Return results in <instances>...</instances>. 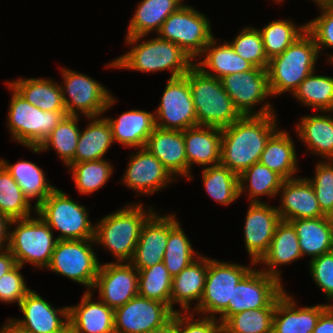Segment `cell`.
<instances>
[{
    "label": "cell",
    "instance_id": "1",
    "mask_svg": "<svg viewBox=\"0 0 333 333\" xmlns=\"http://www.w3.org/2000/svg\"><path fill=\"white\" fill-rule=\"evenodd\" d=\"M277 113L241 116L222 130L220 164L238 176L258 163L266 142L279 128Z\"/></svg>",
    "mask_w": 333,
    "mask_h": 333
},
{
    "label": "cell",
    "instance_id": "2",
    "mask_svg": "<svg viewBox=\"0 0 333 333\" xmlns=\"http://www.w3.org/2000/svg\"><path fill=\"white\" fill-rule=\"evenodd\" d=\"M155 36L149 40L144 39L148 35L125 36V43L131 49L113 59L106 67L143 73L166 70L170 71L169 78L185 76L194 66V61L175 43Z\"/></svg>",
    "mask_w": 333,
    "mask_h": 333
},
{
    "label": "cell",
    "instance_id": "3",
    "mask_svg": "<svg viewBox=\"0 0 333 333\" xmlns=\"http://www.w3.org/2000/svg\"><path fill=\"white\" fill-rule=\"evenodd\" d=\"M144 204H127L98 219L95 224V246H101L116 259L113 262H130L133 258L141 230L155 212L154 206L144 209Z\"/></svg>",
    "mask_w": 333,
    "mask_h": 333
},
{
    "label": "cell",
    "instance_id": "4",
    "mask_svg": "<svg viewBox=\"0 0 333 333\" xmlns=\"http://www.w3.org/2000/svg\"><path fill=\"white\" fill-rule=\"evenodd\" d=\"M318 52L313 36L306 30L282 54L272 57L267 68L269 89L273 96L289 92L315 71Z\"/></svg>",
    "mask_w": 333,
    "mask_h": 333
},
{
    "label": "cell",
    "instance_id": "5",
    "mask_svg": "<svg viewBox=\"0 0 333 333\" xmlns=\"http://www.w3.org/2000/svg\"><path fill=\"white\" fill-rule=\"evenodd\" d=\"M185 76L191 89L197 126L223 129L242 116L224 90L221 79L204 74L195 65Z\"/></svg>",
    "mask_w": 333,
    "mask_h": 333
},
{
    "label": "cell",
    "instance_id": "6",
    "mask_svg": "<svg viewBox=\"0 0 333 333\" xmlns=\"http://www.w3.org/2000/svg\"><path fill=\"white\" fill-rule=\"evenodd\" d=\"M34 216L11 220L8 250L16 264L28 263L41 270L49 265L58 239L37 213Z\"/></svg>",
    "mask_w": 333,
    "mask_h": 333
},
{
    "label": "cell",
    "instance_id": "7",
    "mask_svg": "<svg viewBox=\"0 0 333 333\" xmlns=\"http://www.w3.org/2000/svg\"><path fill=\"white\" fill-rule=\"evenodd\" d=\"M12 96L7 114V126L12 141L22 146H39L67 115L66 110L42 111L29 103L8 82Z\"/></svg>",
    "mask_w": 333,
    "mask_h": 333
},
{
    "label": "cell",
    "instance_id": "8",
    "mask_svg": "<svg viewBox=\"0 0 333 333\" xmlns=\"http://www.w3.org/2000/svg\"><path fill=\"white\" fill-rule=\"evenodd\" d=\"M36 213L53 231H58V240L94 239L95 224L88 209L59 188L36 208Z\"/></svg>",
    "mask_w": 333,
    "mask_h": 333
},
{
    "label": "cell",
    "instance_id": "9",
    "mask_svg": "<svg viewBox=\"0 0 333 333\" xmlns=\"http://www.w3.org/2000/svg\"><path fill=\"white\" fill-rule=\"evenodd\" d=\"M60 70L63 80L60 87L67 115L83 116L84 119L97 117L116 104L117 98L93 77L66 67Z\"/></svg>",
    "mask_w": 333,
    "mask_h": 333
},
{
    "label": "cell",
    "instance_id": "10",
    "mask_svg": "<svg viewBox=\"0 0 333 333\" xmlns=\"http://www.w3.org/2000/svg\"><path fill=\"white\" fill-rule=\"evenodd\" d=\"M207 16L193 6L183 4L163 22L157 36L175 43L195 61L214 38Z\"/></svg>",
    "mask_w": 333,
    "mask_h": 333
},
{
    "label": "cell",
    "instance_id": "11",
    "mask_svg": "<svg viewBox=\"0 0 333 333\" xmlns=\"http://www.w3.org/2000/svg\"><path fill=\"white\" fill-rule=\"evenodd\" d=\"M93 245L94 239L58 240L46 269L92 291L101 264Z\"/></svg>",
    "mask_w": 333,
    "mask_h": 333
},
{
    "label": "cell",
    "instance_id": "12",
    "mask_svg": "<svg viewBox=\"0 0 333 333\" xmlns=\"http://www.w3.org/2000/svg\"><path fill=\"white\" fill-rule=\"evenodd\" d=\"M249 262L250 264L245 266L208 257V271L201 301L192 312L217 318L228 307L229 302H232L233 290L237 283L252 268L251 266L256 265L253 261Z\"/></svg>",
    "mask_w": 333,
    "mask_h": 333
},
{
    "label": "cell",
    "instance_id": "13",
    "mask_svg": "<svg viewBox=\"0 0 333 333\" xmlns=\"http://www.w3.org/2000/svg\"><path fill=\"white\" fill-rule=\"evenodd\" d=\"M254 267V268H253ZM252 268L233 290L232 302L217 318L223 324L231 315L259 308H275L277 298L286 290L276 277Z\"/></svg>",
    "mask_w": 333,
    "mask_h": 333
},
{
    "label": "cell",
    "instance_id": "14",
    "mask_svg": "<svg viewBox=\"0 0 333 333\" xmlns=\"http://www.w3.org/2000/svg\"><path fill=\"white\" fill-rule=\"evenodd\" d=\"M221 82L242 116L276 113L273 105L266 101L272 97L267 69L254 67L250 71L226 75L221 78ZM259 104L261 105L258 110L256 107Z\"/></svg>",
    "mask_w": 333,
    "mask_h": 333
},
{
    "label": "cell",
    "instance_id": "15",
    "mask_svg": "<svg viewBox=\"0 0 333 333\" xmlns=\"http://www.w3.org/2000/svg\"><path fill=\"white\" fill-rule=\"evenodd\" d=\"M167 82L160 104L154 111L156 127L184 131L197 126L188 78H168Z\"/></svg>",
    "mask_w": 333,
    "mask_h": 333
},
{
    "label": "cell",
    "instance_id": "16",
    "mask_svg": "<svg viewBox=\"0 0 333 333\" xmlns=\"http://www.w3.org/2000/svg\"><path fill=\"white\" fill-rule=\"evenodd\" d=\"M176 311L138 294L114 310V330L115 333H149L168 322Z\"/></svg>",
    "mask_w": 333,
    "mask_h": 333
},
{
    "label": "cell",
    "instance_id": "17",
    "mask_svg": "<svg viewBox=\"0 0 333 333\" xmlns=\"http://www.w3.org/2000/svg\"><path fill=\"white\" fill-rule=\"evenodd\" d=\"M115 310L138 295V270L130 262L100 264L93 291Z\"/></svg>",
    "mask_w": 333,
    "mask_h": 333
},
{
    "label": "cell",
    "instance_id": "18",
    "mask_svg": "<svg viewBox=\"0 0 333 333\" xmlns=\"http://www.w3.org/2000/svg\"><path fill=\"white\" fill-rule=\"evenodd\" d=\"M129 158L120 182L139 196L155 194L176 182L160 160L145 147L137 148Z\"/></svg>",
    "mask_w": 333,
    "mask_h": 333
},
{
    "label": "cell",
    "instance_id": "19",
    "mask_svg": "<svg viewBox=\"0 0 333 333\" xmlns=\"http://www.w3.org/2000/svg\"><path fill=\"white\" fill-rule=\"evenodd\" d=\"M176 215L175 212L160 215L155 211L147 219L130 261L137 270L163 262L169 232L179 223Z\"/></svg>",
    "mask_w": 333,
    "mask_h": 333
},
{
    "label": "cell",
    "instance_id": "20",
    "mask_svg": "<svg viewBox=\"0 0 333 333\" xmlns=\"http://www.w3.org/2000/svg\"><path fill=\"white\" fill-rule=\"evenodd\" d=\"M281 220L276 207L267 202H249L243 235L250 261L256 264L267 252Z\"/></svg>",
    "mask_w": 333,
    "mask_h": 333
},
{
    "label": "cell",
    "instance_id": "21",
    "mask_svg": "<svg viewBox=\"0 0 333 333\" xmlns=\"http://www.w3.org/2000/svg\"><path fill=\"white\" fill-rule=\"evenodd\" d=\"M22 318H13L29 333H59L69 323V306L54 307L31 289L19 305Z\"/></svg>",
    "mask_w": 333,
    "mask_h": 333
},
{
    "label": "cell",
    "instance_id": "22",
    "mask_svg": "<svg viewBox=\"0 0 333 333\" xmlns=\"http://www.w3.org/2000/svg\"><path fill=\"white\" fill-rule=\"evenodd\" d=\"M278 195L280 204L276 208L283 221L326 216L307 177L284 180Z\"/></svg>",
    "mask_w": 333,
    "mask_h": 333
},
{
    "label": "cell",
    "instance_id": "23",
    "mask_svg": "<svg viewBox=\"0 0 333 333\" xmlns=\"http://www.w3.org/2000/svg\"><path fill=\"white\" fill-rule=\"evenodd\" d=\"M294 296L285 290L276 300L272 333H312L328 303L298 307Z\"/></svg>",
    "mask_w": 333,
    "mask_h": 333
},
{
    "label": "cell",
    "instance_id": "24",
    "mask_svg": "<svg viewBox=\"0 0 333 333\" xmlns=\"http://www.w3.org/2000/svg\"><path fill=\"white\" fill-rule=\"evenodd\" d=\"M222 130L195 126L183 131L187 156V179L191 181L192 166L208 167L220 164Z\"/></svg>",
    "mask_w": 333,
    "mask_h": 333
},
{
    "label": "cell",
    "instance_id": "25",
    "mask_svg": "<svg viewBox=\"0 0 333 333\" xmlns=\"http://www.w3.org/2000/svg\"><path fill=\"white\" fill-rule=\"evenodd\" d=\"M145 148L157 157L170 174L187 179V156L183 131L155 127Z\"/></svg>",
    "mask_w": 333,
    "mask_h": 333
},
{
    "label": "cell",
    "instance_id": "26",
    "mask_svg": "<svg viewBox=\"0 0 333 333\" xmlns=\"http://www.w3.org/2000/svg\"><path fill=\"white\" fill-rule=\"evenodd\" d=\"M208 271V257L200 255L178 275L172 277L170 307L179 305L181 312H191L196 308L203 294ZM196 302L195 307H192ZM192 309V310H191Z\"/></svg>",
    "mask_w": 333,
    "mask_h": 333
},
{
    "label": "cell",
    "instance_id": "27",
    "mask_svg": "<svg viewBox=\"0 0 333 333\" xmlns=\"http://www.w3.org/2000/svg\"><path fill=\"white\" fill-rule=\"evenodd\" d=\"M302 257L295 228L290 222L281 220L276 227L267 252L256 264L257 266L258 264L259 266L264 265L262 266L264 269L262 267L260 269L262 272L283 282L281 281L283 279L279 267L291 264L302 259Z\"/></svg>",
    "mask_w": 333,
    "mask_h": 333
},
{
    "label": "cell",
    "instance_id": "28",
    "mask_svg": "<svg viewBox=\"0 0 333 333\" xmlns=\"http://www.w3.org/2000/svg\"><path fill=\"white\" fill-rule=\"evenodd\" d=\"M93 296L85 291L79 304L69 305V324L78 333H115L114 310Z\"/></svg>",
    "mask_w": 333,
    "mask_h": 333
},
{
    "label": "cell",
    "instance_id": "29",
    "mask_svg": "<svg viewBox=\"0 0 333 333\" xmlns=\"http://www.w3.org/2000/svg\"><path fill=\"white\" fill-rule=\"evenodd\" d=\"M320 113V114H318ZM302 116L295 126L298 139L309 153L323 160H333V116L330 111Z\"/></svg>",
    "mask_w": 333,
    "mask_h": 333
},
{
    "label": "cell",
    "instance_id": "30",
    "mask_svg": "<svg viewBox=\"0 0 333 333\" xmlns=\"http://www.w3.org/2000/svg\"><path fill=\"white\" fill-rule=\"evenodd\" d=\"M112 128L114 143L125 148H144L148 137L154 131L155 114L140 109H131L113 118L106 116Z\"/></svg>",
    "mask_w": 333,
    "mask_h": 333
},
{
    "label": "cell",
    "instance_id": "31",
    "mask_svg": "<svg viewBox=\"0 0 333 333\" xmlns=\"http://www.w3.org/2000/svg\"><path fill=\"white\" fill-rule=\"evenodd\" d=\"M216 39L214 37L204 48L203 53L194 61V65L204 74L221 79L226 75L250 71L255 67L249 61L241 58L227 40L219 44V40Z\"/></svg>",
    "mask_w": 333,
    "mask_h": 333
},
{
    "label": "cell",
    "instance_id": "32",
    "mask_svg": "<svg viewBox=\"0 0 333 333\" xmlns=\"http://www.w3.org/2000/svg\"><path fill=\"white\" fill-rule=\"evenodd\" d=\"M293 141L288 131L278 128L266 142L259 163L279 174L284 180L295 178L299 166Z\"/></svg>",
    "mask_w": 333,
    "mask_h": 333
},
{
    "label": "cell",
    "instance_id": "33",
    "mask_svg": "<svg viewBox=\"0 0 333 333\" xmlns=\"http://www.w3.org/2000/svg\"><path fill=\"white\" fill-rule=\"evenodd\" d=\"M87 127L80 130L74 159L70 163H79L105 159L111 145L114 144L112 128L105 116L86 117Z\"/></svg>",
    "mask_w": 333,
    "mask_h": 333
},
{
    "label": "cell",
    "instance_id": "34",
    "mask_svg": "<svg viewBox=\"0 0 333 333\" xmlns=\"http://www.w3.org/2000/svg\"><path fill=\"white\" fill-rule=\"evenodd\" d=\"M184 3V0H140L133 13L126 36L157 34L163 22Z\"/></svg>",
    "mask_w": 333,
    "mask_h": 333
},
{
    "label": "cell",
    "instance_id": "35",
    "mask_svg": "<svg viewBox=\"0 0 333 333\" xmlns=\"http://www.w3.org/2000/svg\"><path fill=\"white\" fill-rule=\"evenodd\" d=\"M0 163L16 181L30 203L36 199L34 203L36 208L57 188L50 183L46 173L37 163L26 160L8 163L4 158H1Z\"/></svg>",
    "mask_w": 333,
    "mask_h": 333
},
{
    "label": "cell",
    "instance_id": "36",
    "mask_svg": "<svg viewBox=\"0 0 333 333\" xmlns=\"http://www.w3.org/2000/svg\"><path fill=\"white\" fill-rule=\"evenodd\" d=\"M296 230L302 256L310 259L333 250L332 230L327 216L289 221Z\"/></svg>",
    "mask_w": 333,
    "mask_h": 333
},
{
    "label": "cell",
    "instance_id": "37",
    "mask_svg": "<svg viewBox=\"0 0 333 333\" xmlns=\"http://www.w3.org/2000/svg\"><path fill=\"white\" fill-rule=\"evenodd\" d=\"M29 103L42 111L66 110L59 82L49 78H22L7 81Z\"/></svg>",
    "mask_w": 333,
    "mask_h": 333
},
{
    "label": "cell",
    "instance_id": "38",
    "mask_svg": "<svg viewBox=\"0 0 333 333\" xmlns=\"http://www.w3.org/2000/svg\"><path fill=\"white\" fill-rule=\"evenodd\" d=\"M80 116L66 115L39 146H26L34 154L54 149L65 167L74 159L80 135Z\"/></svg>",
    "mask_w": 333,
    "mask_h": 333
},
{
    "label": "cell",
    "instance_id": "39",
    "mask_svg": "<svg viewBox=\"0 0 333 333\" xmlns=\"http://www.w3.org/2000/svg\"><path fill=\"white\" fill-rule=\"evenodd\" d=\"M239 195L244 194L249 202H265L261 197L278 196L284 179L261 163H254L239 176Z\"/></svg>",
    "mask_w": 333,
    "mask_h": 333
},
{
    "label": "cell",
    "instance_id": "40",
    "mask_svg": "<svg viewBox=\"0 0 333 333\" xmlns=\"http://www.w3.org/2000/svg\"><path fill=\"white\" fill-rule=\"evenodd\" d=\"M202 169L205 191L216 203L228 206L240 198L239 177L236 173L221 164Z\"/></svg>",
    "mask_w": 333,
    "mask_h": 333
},
{
    "label": "cell",
    "instance_id": "41",
    "mask_svg": "<svg viewBox=\"0 0 333 333\" xmlns=\"http://www.w3.org/2000/svg\"><path fill=\"white\" fill-rule=\"evenodd\" d=\"M307 76L292 94L304 106L315 111L333 112V77L315 74Z\"/></svg>",
    "mask_w": 333,
    "mask_h": 333
},
{
    "label": "cell",
    "instance_id": "42",
    "mask_svg": "<svg viewBox=\"0 0 333 333\" xmlns=\"http://www.w3.org/2000/svg\"><path fill=\"white\" fill-rule=\"evenodd\" d=\"M66 167L72 174L76 189L82 195L100 190L114 173L113 164L108 159L69 163Z\"/></svg>",
    "mask_w": 333,
    "mask_h": 333
},
{
    "label": "cell",
    "instance_id": "43",
    "mask_svg": "<svg viewBox=\"0 0 333 333\" xmlns=\"http://www.w3.org/2000/svg\"><path fill=\"white\" fill-rule=\"evenodd\" d=\"M0 212L11 220L25 219L36 214V207L25 197L19 185L1 163Z\"/></svg>",
    "mask_w": 333,
    "mask_h": 333
},
{
    "label": "cell",
    "instance_id": "44",
    "mask_svg": "<svg viewBox=\"0 0 333 333\" xmlns=\"http://www.w3.org/2000/svg\"><path fill=\"white\" fill-rule=\"evenodd\" d=\"M267 58L282 54L299 36L306 31V22L296 25L291 19L273 20L259 28Z\"/></svg>",
    "mask_w": 333,
    "mask_h": 333
},
{
    "label": "cell",
    "instance_id": "45",
    "mask_svg": "<svg viewBox=\"0 0 333 333\" xmlns=\"http://www.w3.org/2000/svg\"><path fill=\"white\" fill-rule=\"evenodd\" d=\"M200 256L195 251L180 222L169 232L163 263L174 277Z\"/></svg>",
    "mask_w": 333,
    "mask_h": 333
},
{
    "label": "cell",
    "instance_id": "46",
    "mask_svg": "<svg viewBox=\"0 0 333 333\" xmlns=\"http://www.w3.org/2000/svg\"><path fill=\"white\" fill-rule=\"evenodd\" d=\"M172 276L163 262L138 270V294L170 306Z\"/></svg>",
    "mask_w": 333,
    "mask_h": 333
},
{
    "label": "cell",
    "instance_id": "47",
    "mask_svg": "<svg viewBox=\"0 0 333 333\" xmlns=\"http://www.w3.org/2000/svg\"><path fill=\"white\" fill-rule=\"evenodd\" d=\"M275 308L245 310L231 315L223 324V333H272Z\"/></svg>",
    "mask_w": 333,
    "mask_h": 333
},
{
    "label": "cell",
    "instance_id": "48",
    "mask_svg": "<svg viewBox=\"0 0 333 333\" xmlns=\"http://www.w3.org/2000/svg\"><path fill=\"white\" fill-rule=\"evenodd\" d=\"M232 41H227L232 49L255 67L267 69L269 59L264 51L260 30L255 26H245Z\"/></svg>",
    "mask_w": 333,
    "mask_h": 333
},
{
    "label": "cell",
    "instance_id": "49",
    "mask_svg": "<svg viewBox=\"0 0 333 333\" xmlns=\"http://www.w3.org/2000/svg\"><path fill=\"white\" fill-rule=\"evenodd\" d=\"M319 16L306 22V30L313 36L318 52L333 48V6L326 2L316 3ZM328 55V56H327ZM327 61L333 64V54H326Z\"/></svg>",
    "mask_w": 333,
    "mask_h": 333
},
{
    "label": "cell",
    "instance_id": "50",
    "mask_svg": "<svg viewBox=\"0 0 333 333\" xmlns=\"http://www.w3.org/2000/svg\"><path fill=\"white\" fill-rule=\"evenodd\" d=\"M311 183L321 211L327 216L333 210V160H320L315 165Z\"/></svg>",
    "mask_w": 333,
    "mask_h": 333
},
{
    "label": "cell",
    "instance_id": "51",
    "mask_svg": "<svg viewBox=\"0 0 333 333\" xmlns=\"http://www.w3.org/2000/svg\"><path fill=\"white\" fill-rule=\"evenodd\" d=\"M310 276L323 292L329 305H333V250L319 257L309 259Z\"/></svg>",
    "mask_w": 333,
    "mask_h": 333
},
{
    "label": "cell",
    "instance_id": "52",
    "mask_svg": "<svg viewBox=\"0 0 333 333\" xmlns=\"http://www.w3.org/2000/svg\"><path fill=\"white\" fill-rule=\"evenodd\" d=\"M23 267L16 264L10 271L0 278V302L5 304H18V307L27 293L31 290L21 273Z\"/></svg>",
    "mask_w": 333,
    "mask_h": 333
},
{
    "label": "cell",
    "instance_id": "53",
    "mask_svg": "<svg viewBox=\"0 0 333 333\" xmlns=\"http://www.w3.org/2000/svg\"><path fill=\"white\" fill-rule=\"evenodd\" d=\"M194 312L177 311V333H223L222 323L216 317L199 315Z\"/></svg>",
    "mask_w": 333,
    "mask_h": 333
},
{
    "label": "cell",
    "instance_id": "54",
    "mask_svg": "<svg viewBox=\"0 0 333 333\" xmlns=\"http://www.w3.org/2000/svg\"><path fill=\"white\" fill-rule=\"evenodd\" d=\"M312 333H333V305L320 315Z\"/></svg>",
    "mask_w": 333,
    "mask_h": 333
},
{
    "label": "cell",
    "instance_id": "55",
    "mask_svg": "<svg viewBox=\"0 0 333 333\" xmlns=\"http://www.w3.org/2000/svg\"><path fill=\"white\" fill-rule=\"evenodd\" d=\"M11 219L0 212V252L9 248Z\"/></svg>",
    "mask_w": 333,
    "mask_h": 333
},
{
    "label": "cell",
    "instance_id": "56",
    "mask_svg": "<svg viewBox=\"0 0 333 333\" xmlns=\"http://www.w3.org/2000/svg\"><path fill=\"white\" fill-rule=\"evenodd\" d=\"M15 265V258L9 250L0 252V278Z\"/></svg>",
    "mask_w": 333,
    "mask_h": 333
},
{
    "label": "cell",
    "instance_id": "57",
    "mask_svg": "<svg viewBox=\"0 0 333 333\" xmlns=\"http://www.w3.org/2000/svg\"><path fill=\"white\" fill-rule=\"evenodd\" d=\"M0 333H29L25 328L21 327L13 317L7 318V321L0 327Z\"/></svg>",
    "mask_w": 333,
    "mask_h": 333
},
{
    "label": "cell",
    "instance_id": "58",
    "mask_svg": "<svg viewBox=\"0 0 333 333\" xmlns=\"http://www.w3.org/2000/svg\"><path fill=\"white\" fill-rule=\"evenodd\" d=\"M149 333H177V311L168 322Z\"/></svg>",
    "mask_w": 333,
    "mask_h": 333
},
{
    "label": "cell",
    "instance_id": "59",
    "mask_svg": "<svg viewBox=\"0 0 333 333\" xmlns=\"http://www.w3.org/2000/svg\"><path fill=\"white\" fill-rule=\"evenodd\" d=\"M59 333H78L69 323Z\"/></svg>",
    "mask_w": 333,
    "mask_h": 333
},
{
    "label": "cell",
    "instance_id": "60",
    "mask_svg": "<svg viewBox=\"0 0 333 333\" xmlns=\"http://www.w3.org/2000/svg\"><path fill=\"white\" fill-rule=\"evenodd\" d=\"M330 225H331V230H332V238H333V210L327 215Z\"/></svg>",
    "mask_w": 333,
    "mask_h": 333
},
{
    "label": "cell",
    "instance_id": "61",
    "mask_svg": "<svg viewBox=\"0 0 333 333\" xmlns=\"http://www.w3.org/2000/svg\"><path fill=\"white\" fill-rule=\"evenodd\" d=\"M314 3L326 2L327 0H312Z\"/></svg>",
    "mask_w": 333,
    "mask_h": 333
},
{
    "label": "cell",
    "instance_id": "62",
    "mask_svg": "<svg viewBox=\"0 0 333 333\" xmlns=\"http://www.w3.org/2000/svg\"><path fill=\"white\" fill-rule=\"evenodd\" d=\"M326 3L333 6V0H327Z\"/></svg>",
    "mask_w": 333,
    "mask_h": 333
},
{
    "label": "cell",
    "instance_id": "63",
    "mask_svg": "<svg viewBox=\"0 0 333 333\" xmlns=\"http://www.w3.org/2000/svg\"><path fill=\"white\" fill-rule=\"evenodd\" d=\"M274 1V3L276 2V3H282V2H284V1H286V0H273Z\"/></svg>",
    "mask_w": 333,
    "mask_h": 333
}]
</instances>
